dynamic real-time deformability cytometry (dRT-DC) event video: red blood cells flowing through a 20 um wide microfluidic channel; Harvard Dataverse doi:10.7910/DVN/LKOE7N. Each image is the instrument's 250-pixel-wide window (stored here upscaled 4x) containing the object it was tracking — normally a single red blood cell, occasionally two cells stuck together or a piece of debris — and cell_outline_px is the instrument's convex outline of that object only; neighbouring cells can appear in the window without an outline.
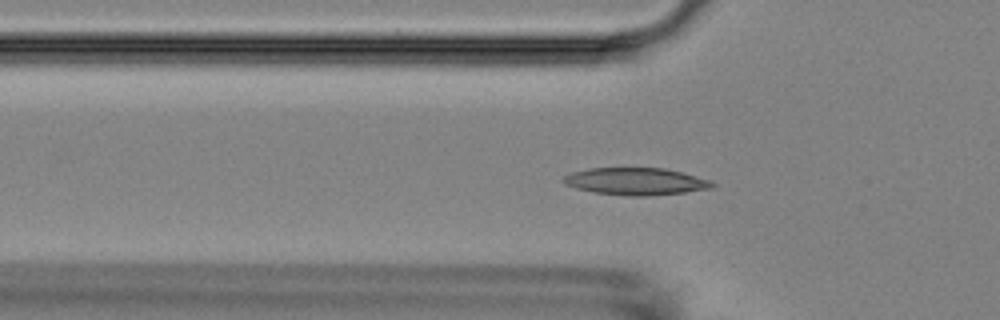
{"species": "Egyptian fruit bat (a non-hibernating species)", "species_latin": "Rousettus aegyptiacus", "temperature_condition": "room temperature", "stored_images_in_passage": 57, "segment_of_instrument_passage": [1, 2], "camera_frame_rate_fps": 3000, "um_per_image_px": 0.085, "animal": {"sex": "female"}, "frame": {"image": 1, "passage_image": 18, "time_ms": 5.667, "image_size_px": [1000, 320], "cell_outline_px": [[716, 184], [712, 188], [684, 192], [648, 196], [628, 196], [592, 192], [576, 188], [564, 184], [560, 180], [564, 176], [572, 172], [588, 168], [664, 168], [680, 172], [708, 180]], "centroid_in_image_um": [53.97, 15.42], "position_along_channel_um": 71.8, "area_um2": 23.52}}
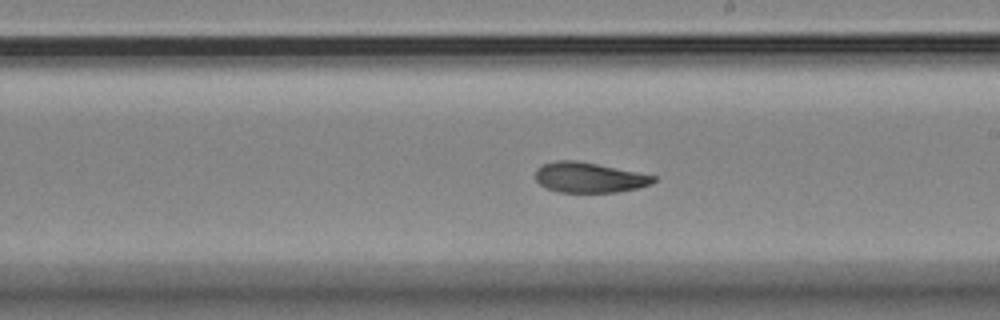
{"frame": {"image": 2, "passage_image": 32, "time_ms": 10.333, "image_size_px": [1000, 320], "cell_outline_px": [[656, 180], [652, 184], [640, 188], [620, 192], [560, 192], [548, 188], [540, 184], [536, 180], [536, 168], [540, 164], [556, 160], [576, 160], [656, 176]], "centroid_in_image_um": [50.07, 15.09], "position_along_channel_um": 238.9, "area_um2": 20.81}}
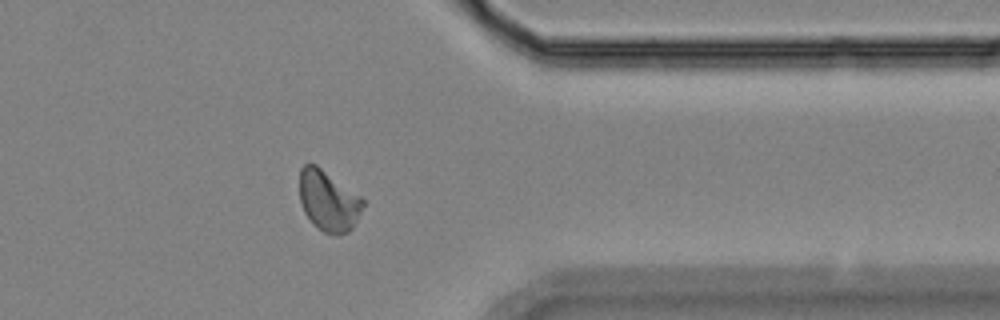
{"frame": {"image": 3, "passage_image": 45, "time_ms": 14.667, "image_size_px": [1000, 320], "cell_outline_px": [[364, 204], [352, 228], [348, 232], [324, 232], [312, 224], [304, 212], [300, 200], [300, 168], [304, 164], [316, 164], [360, 196], [364, 200]], "centroid_in_image_um": [27.88, 17.04], "position_along_channel_um": 383.5, "area_um2": 21.96}}